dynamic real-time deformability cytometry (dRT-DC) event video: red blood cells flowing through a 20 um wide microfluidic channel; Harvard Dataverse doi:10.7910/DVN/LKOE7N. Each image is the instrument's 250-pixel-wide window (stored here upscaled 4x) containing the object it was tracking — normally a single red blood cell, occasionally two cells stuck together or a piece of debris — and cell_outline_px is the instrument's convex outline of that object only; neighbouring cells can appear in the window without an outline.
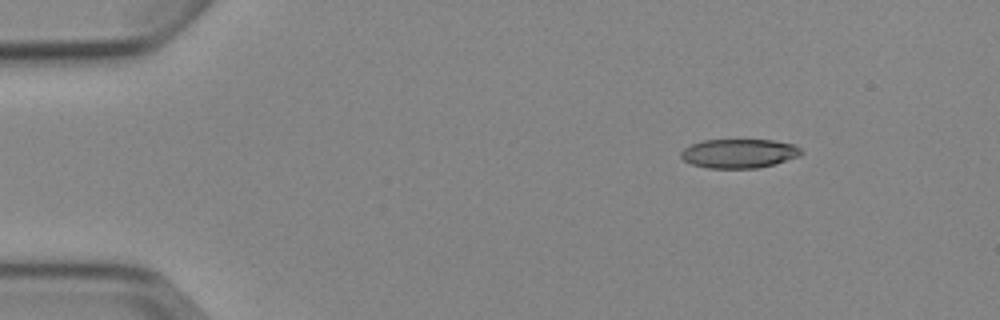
{"species": "Egyptian fruit bat (a non-hibernating species)", "species_latin": "Rousettus aegyptiacus", "temperature_condition": "cold", "stored_images_in_passage": 4, "camera_frame_rate_fps": 3000, "um_per_image_px": 0.085, "animal": {"sex": "female"}, "frame": {"image": 1, "passage_image": 2, "time_ms": 1.333, "image_size_px": [1000, 320], "cell_outline_px": [[804, 152], [800, 156], [776, 164], [756, 168], [708, 168], [692, 164], [684, 160], [680, 156], [680, 152], [684, 148], [692, 144], [704, 140], [772, 140], [792, 144], [800, 148]], "centroid_in_image_um": [62.83, 13.05], "position_along_channel_um": 22.2, "area_um2": 20.4}}